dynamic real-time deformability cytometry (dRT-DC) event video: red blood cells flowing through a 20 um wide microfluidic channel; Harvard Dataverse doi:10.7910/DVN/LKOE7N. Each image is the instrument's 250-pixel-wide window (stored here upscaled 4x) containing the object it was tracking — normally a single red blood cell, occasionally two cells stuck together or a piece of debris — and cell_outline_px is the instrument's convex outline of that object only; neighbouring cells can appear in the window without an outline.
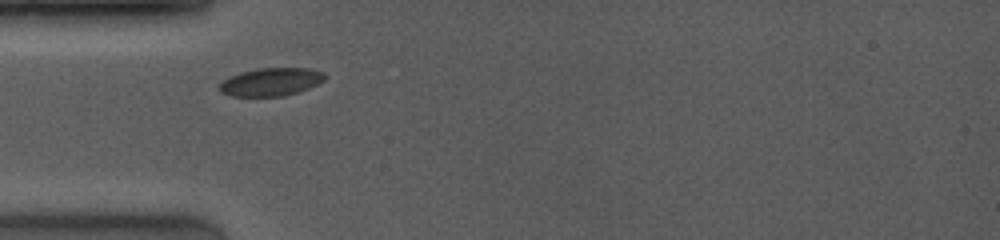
{"species": "common noctule bat (a hibernating species)", "species_latin": "Nyctalus noctula", "temperature_condition": "room temperature", "stored_images_in_passage": 2, "camera_frame_rate_fps": 4000, "um_per_image_px": 0.085, "animal": {"sex": "female", "body_mass_g": 19.0, "forearm_length_mm": 53.3}, "frame": {"image": 1, "passage_image": 1, "time_ms": 0.0, "image_size_px": [1000, 240], "cell_outline_px": [[324, 80], [308, 88], [284, 96], [232, 96], [220, 92], [216, 88], [228, 76], [240, 72], [256, 68], [308, 68], [324, 72]], "centroid_in_image_um": [22.97, 6.95], "position_along_channel_um": 62.0, "area_um2": 17.22}}